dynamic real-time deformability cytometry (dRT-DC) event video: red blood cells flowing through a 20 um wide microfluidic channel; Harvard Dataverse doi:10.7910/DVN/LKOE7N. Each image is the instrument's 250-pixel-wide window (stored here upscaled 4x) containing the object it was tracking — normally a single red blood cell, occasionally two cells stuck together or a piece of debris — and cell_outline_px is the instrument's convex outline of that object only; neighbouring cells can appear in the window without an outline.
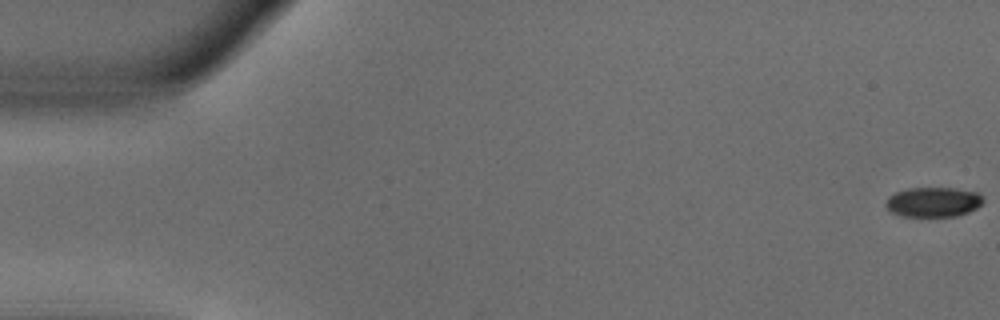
{"species": "common noctule bat (a hibernating species)", "species_latin": "Nyctalus noctula", "temperature_condition": "warm", "stored_images_in_passage": 33, "camera_frame_rate_fps": 3000, "um_per_image_px": 0.085, "animal": {"sex": "male", "body_mass_g": 18.8}, "frame": {"image": 1, "passage_image": 1, "time_ms": 0.0, "image_size_px": [1000, 320], "cell_outline_px": [[984, 200], [976, 208], [968, 212], [956, 216], [904, 216], [892, 212], [884, 204], [888, 196], [896, 192], [908, 188], [956, 188], [980, 192], [984, 196]], "centroid_in_image_um": [79.36, 17.15], "position_along_channel_um": 5.6, "area_um2": 16.99}}
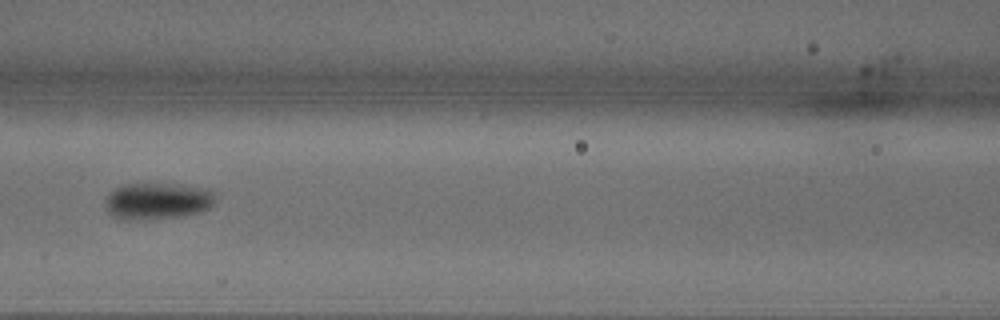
{"frame": {"image": 2, "passage_image": 24, "time_ms": 7.667, "image_size_px": [1000, 320], "cell_outline_px": [[216, 196], [212, 204], [208, 208], [184, 216], [144, 220], [124, 220], [112, 216], [108, 212], [104, 204], [104, 200], [108, 192], [120, 184], [176, 184], [208, 188], [216, 192]], "centroid_in_image_um": [13.33, 17.08], "position_along_channel_um": 153.3, "area_um2": 23.99}}
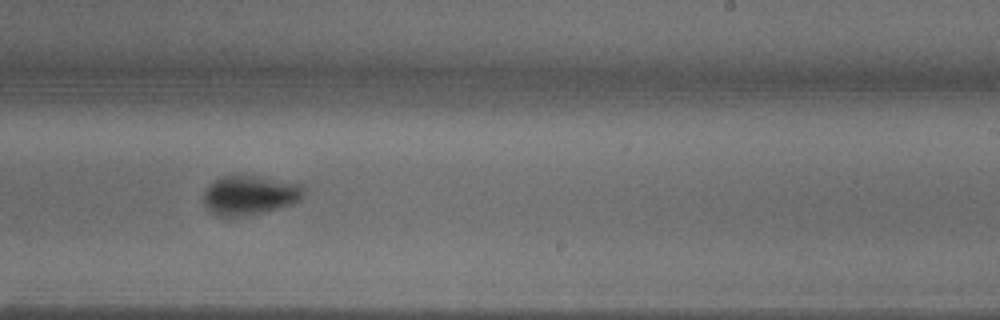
{"frame": {"image": 3, "passage_image": 33, "time_ms": 10.667, "image_size_px": [1000, 320], "cell_outline_px": [[304, 196], [300, 200], [292, 204], [264, 212], [248, 216], [216, 216], [204, 204], [204, 192], [208, 184], [232, 172], [260, 176], [300, 184], [304, 188]], "centroid_in_image_um": [21.22, 16.56], "position_along_channel_um": 267.8, "area_um2": 23.47}}